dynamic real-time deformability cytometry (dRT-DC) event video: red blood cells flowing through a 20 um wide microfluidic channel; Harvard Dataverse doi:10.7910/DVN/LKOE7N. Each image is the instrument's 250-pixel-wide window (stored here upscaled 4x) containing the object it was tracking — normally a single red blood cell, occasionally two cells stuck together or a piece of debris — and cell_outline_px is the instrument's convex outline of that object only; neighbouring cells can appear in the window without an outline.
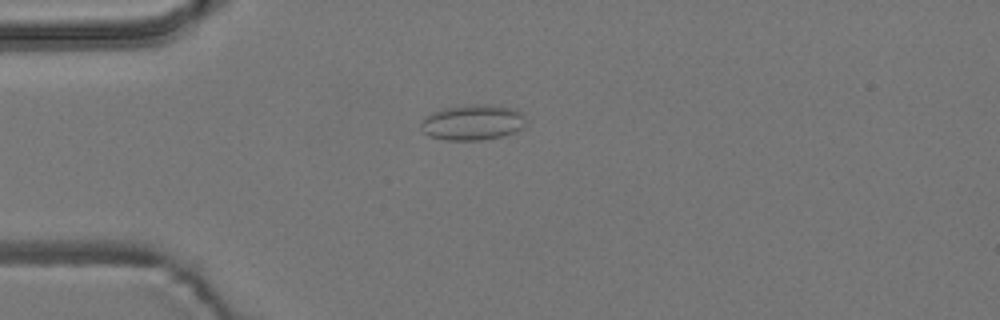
{"species": "common noctule bat (a hibernating species)", "species_latin": "Nyctalus noctula", "temperature_condition": "room temperature", "stored_images_in_passage": 33, "camera_frame_rate_fps": 3000, "um_per_image_px": 0.085, "animal": {"sex": "male", "body_mass_g": 19.2, "forearm_length_mm": 51.8}, "frame": {"image": 1, "passage_image": 3, "time_ms": 0.667, "image_size_px": [1000, 320], "cell_outline_px": [[524, 124], [516, 132], [500, 136], [480, 140], [444, 140], [428, 136], [420, 128], [420, 120], [424, 116], [432, 112], [444, 108], [472, 104], [488, 104], [512, 108], [520, 112], [524, 116]], "centroid_in_image_um": [40.11, 10.4], "position_along_channel_um": 44.9, "area_um2": 21.79}}
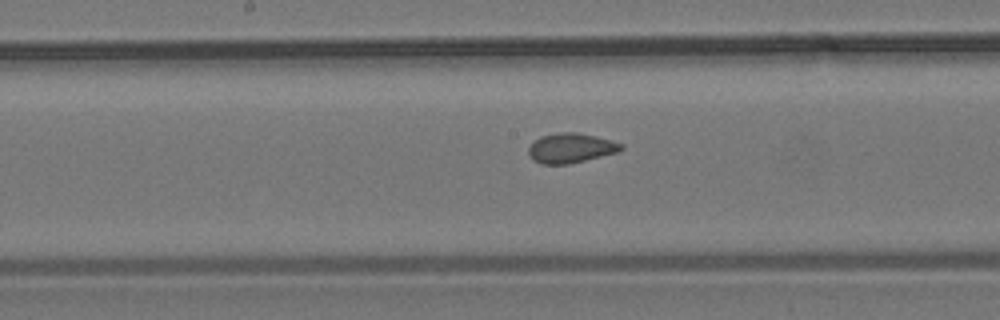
{"frame": {"image": 2, "passage_image": 17, "time_ms": 5.333, "image_size_px": [1000, 320], "cell_outline_px": [[624, 148], [620, 152], [568, 164], [540, 164], [532, 160], [528, 152], [528, 148], [540, 136], [560, 132], [576, 132], [596, 136], [624, 144]], "centroid_in_image_um": [48.54, 12.59], "position_along_channel_um": 199.7, "area_um2": 16.13}}
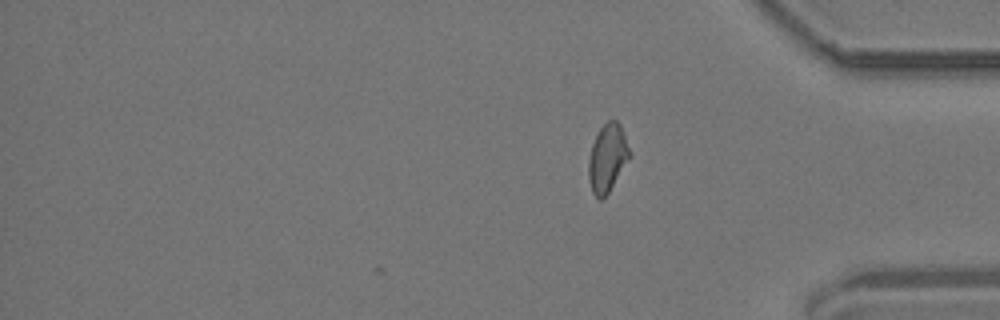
{"frame": {"image": 3, "passage_image": 33, "time_ms": 10.667, "image_size_px": [1000, 320], "cell_outline_px": [[632, 156], [608, 192], [600, 200], [592, 192], [588, 180], [588, 160], [592, 144], [600, 128], [608, 120], [616, 120], [620, 124], [632, 152]], "centroid_in_image_um": [51.65, 13.42], "position_along_channel_um": 383.6, "area_um2": 16.36}, "authors_computed_cell_mechanics": {"area_um2": 16.0106, "velocity_mm_per_s": 3.6931, "shape_relaxation_time_tau1_ms": null, "shape_relaxation_time_tau2_ms": 1.32, "deformation_change_tau1": null, "deformation_change_tau2": 0.066}}